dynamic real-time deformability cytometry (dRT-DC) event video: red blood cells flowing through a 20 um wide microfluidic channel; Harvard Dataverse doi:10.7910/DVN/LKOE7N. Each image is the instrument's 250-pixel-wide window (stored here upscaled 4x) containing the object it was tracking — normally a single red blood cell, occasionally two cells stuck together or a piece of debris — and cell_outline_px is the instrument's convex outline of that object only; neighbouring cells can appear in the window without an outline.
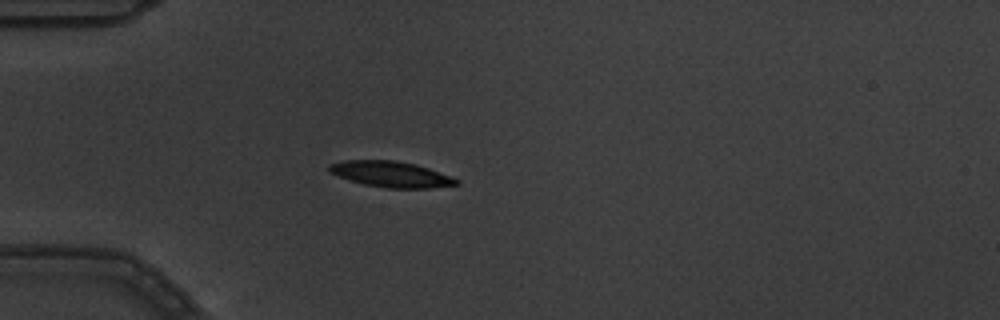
{"species": "common noctule bat (a hibernating species)", "species_latin": "Nyctalus noctula", "temperature_condition": "warm", "stored_images_in_passage": 4, "camera_frame_rate_fps": 3000, "um_per_image_px": 0.085, "animal": {"sex": "male", "body_mass_g": 19.5, "forearm_length_mm": 54.6}, "frame": {"image": 1, "passage_image": 4, "time_ms": 1.0, "image_size_px": [1000, 320], "cell_outline_px": [[460, 184], [432, 188], [388, 188], [364, 184], [328, 172], [328, 164], [344, 160], [396, 160], [416, 164], [452, 176], [460, 180]], "centroid_in_image_um": [33.27, 14.8], "position_along_channel_um": 51.7, "area_um2": 19.19}}